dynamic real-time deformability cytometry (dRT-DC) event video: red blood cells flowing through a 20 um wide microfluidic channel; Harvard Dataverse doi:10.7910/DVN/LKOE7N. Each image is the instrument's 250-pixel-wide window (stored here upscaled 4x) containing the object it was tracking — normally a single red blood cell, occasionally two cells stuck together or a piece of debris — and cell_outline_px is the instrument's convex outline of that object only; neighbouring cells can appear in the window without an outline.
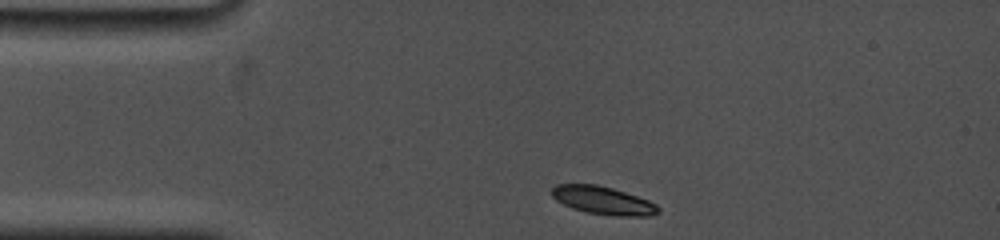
{"species": "common noctule bat (a hibernating species)", "species_latin": "Nyctalus noctula", "temperature_condition": "cold", "stored_images_in_passage": 32, "camera_frame_rate_fps": 5000, "um_per_image_px": 0.085, "animal": {"sex": "female", "body_mass_g": 19.0, "forearm_length_mm": 53.3}, "frame": {"image": 1, "passage_image": 1, "time_ms": 0.0, "image_size_px": [1000, 240], "cell_outline_px": [[660, 212], [652, 216], [612, 216], [588, 212], [572, 208], [556, 200], [552, 196], [552, 188], [556, 184], [596, 184], [612, 188], [648, 200], [656, 204], [660, 208]], "centroid_in_image_um": [51.28, 17.04], "position_along_channel_um": 33.7, "area_um2": 17.34}}
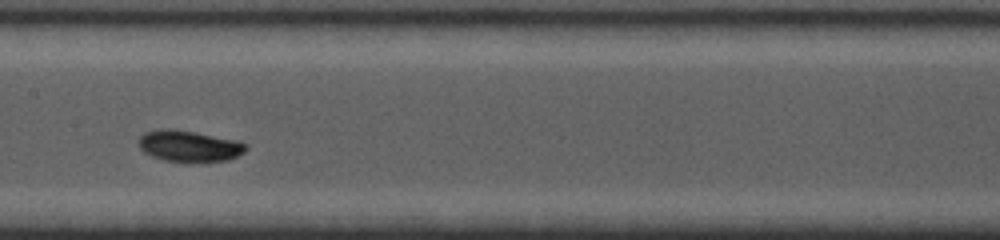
{"frame": {"image": 2, "passage_image": 14, "time_ms": 5.2, "image_size_px": [1000, 240], "cell_outline_px": [[248, 148], [244, 152], [228, 160], [164, 160], [152, 156], [144, 152], [140, 148], [140, 136], [144, 132], [160, 128], [172, 128], [240, 140], [248, 144]], "centroid_in_image_um": [16.1, 12.37], "position_along_channel_um": 191.3, "area_um2": 19.25}}
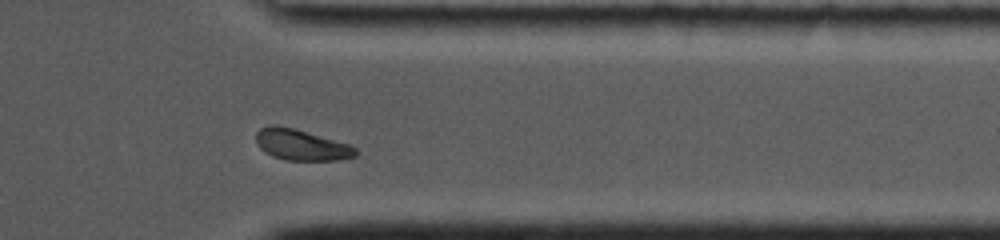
{"frame": {"image": 3, "passage_image": 28, "time_ms": 10.4, "image_size_px": [1000, 240], "cell_outline_px": [[356, 156], [336, 160], [284, 160], [272, 156], [264, 152], [256, 144], [256, 132], [260, 128], [272, 124], [276, 124], [292, 128], [352, 144], [356, 148]], "centroid_in_image_um": [25.59, 12.31], "position_along_channel_um": 385.8, "area_um2": 18.09}, "authors_computed_cell_mechanics": {"area_um2": 18.4382, "velocity_mm_per_s": 3.7213, "shape_relaxation_time_tau1_ms": 2.0188, "shape_relaxation_time_tau2_ms": null, "deformation_change_tau1": 0.1041, "deformation_change_tau2": null}}